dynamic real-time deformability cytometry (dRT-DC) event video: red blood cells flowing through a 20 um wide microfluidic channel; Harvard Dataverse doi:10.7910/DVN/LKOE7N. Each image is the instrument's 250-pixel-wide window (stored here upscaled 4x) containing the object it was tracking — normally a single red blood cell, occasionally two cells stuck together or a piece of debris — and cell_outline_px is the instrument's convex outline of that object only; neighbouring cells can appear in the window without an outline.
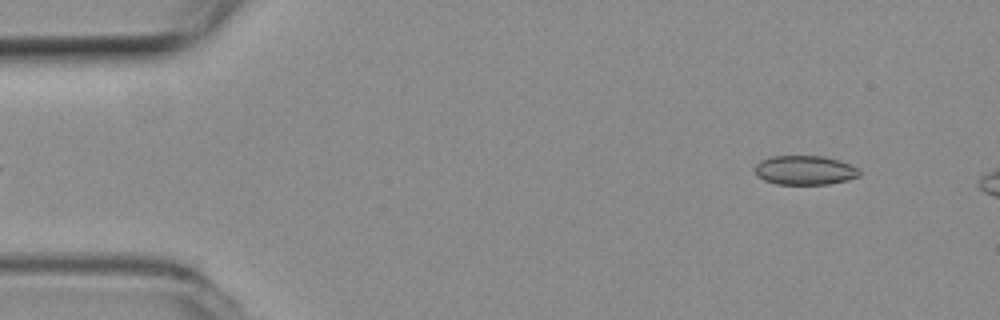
{"species": "common noctule bat (a hibernating species)", "species_latin": "Nyctalus noctula", "temperature_condition": "room temperature", "stored_images_in_passage": 10, "camera_frame_rate_fps": 3000, "um_per_image_px": 0.085, "animal": {"sex": "female", "body_mass_g": 19.3, "forearm_length_mm": 54.1}, "frame": {"image": 1, "passage_image": 2, "time_ms": 0.333, "image_size_px": [1000, 320], "cell_outline_px": [[860, 176], [848, 180], [828, 184], [776, 184], [764, 180], [756, 172], [756, 164], [760, 160], [772, 156], [824, 156], [840, 160], [856, 168], [860, 172]], "centroid_in_image_um": [68.43, 14.46], "position_along_channel_um": 16.6, "area_um2": 17.69}}